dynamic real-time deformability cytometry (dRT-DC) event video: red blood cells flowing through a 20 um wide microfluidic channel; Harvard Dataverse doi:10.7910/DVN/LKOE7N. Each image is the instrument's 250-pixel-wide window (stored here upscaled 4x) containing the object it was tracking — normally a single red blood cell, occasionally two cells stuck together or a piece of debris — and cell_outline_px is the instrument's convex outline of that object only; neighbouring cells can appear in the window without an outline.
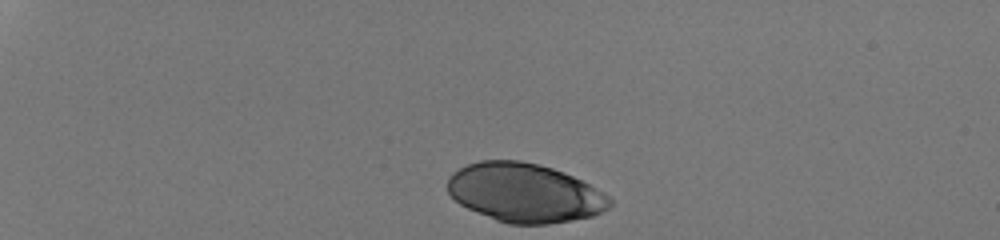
{"species": "human", "species_latin": "Homo sapiens", "temperature_condition": "room temperature", "stored_images_in_passage": 34, "camera_frame_rate_fps": 3000, "um_per_image_px": 0.085, "donor": {"sex": "male"}, "frame": {"image": 1, "passage_image": 1, "time_ms": 0.0, "image_size_px": [1000, 240], "cell_outline_px": [[612, 204], [608, 208], [592, 216], [572, 220], [548, 224], [508, 224], [496, 220], [468, 208], [460, 204], [448, 192], [448, 176], [460, 168], [468, 164], [480, 160], [520, 160], [540, 164], [564, 172], [604, 192], [612, 200]], "centroid_in_image_um": [44.6, 16.38], "position_along_channel_um": 40.4, "area_um2": 55.55}}
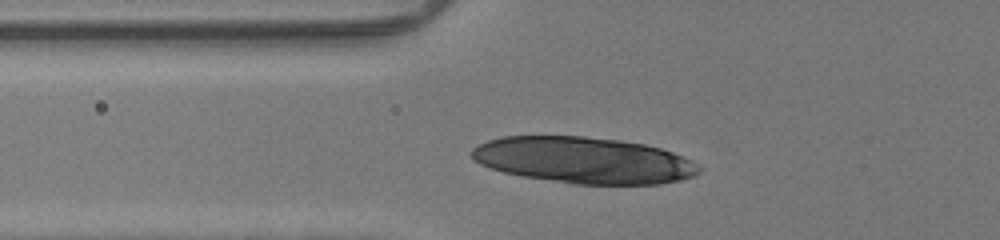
{"frame": {"image": 2, "passage_image": 10, "time_ms": 3.0, "image_size_px": [1000, 240], "cell_outline_px": [[704, 168], [696, 176], [680, 180], [660, 184], [572, 184], [524, 176], [504, 172], [480, 164], [472, 156], [472, 148], [488, 140], [500, 136], [584, 136], [620, 140], [644, 144], [660, 148], [672, 152], [692, 160]], "centroid_in_image_um": [49.67, 13.62], "position_along_channel_um": 76.1, "area_um2": 61.44}}